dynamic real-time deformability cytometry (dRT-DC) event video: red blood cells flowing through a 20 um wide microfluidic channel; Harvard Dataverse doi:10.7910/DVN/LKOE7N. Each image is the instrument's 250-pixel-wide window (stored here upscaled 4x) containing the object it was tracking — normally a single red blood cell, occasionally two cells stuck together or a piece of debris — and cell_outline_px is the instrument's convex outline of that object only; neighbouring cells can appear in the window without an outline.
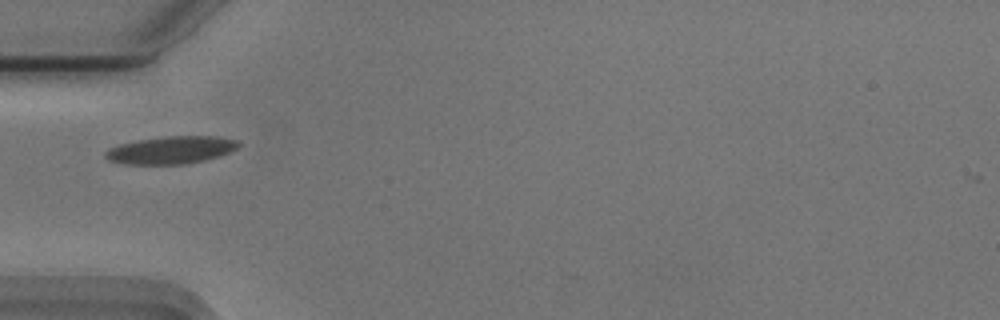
{"species": "Egyptian fruit bat (a non-hibernating species)", "species_latin": "Rousettus aegyptiacus", "temperature_condition": "cold", "stored_images_in_passage": 38, "camera_frame_rate_fps": 3000, "um_per_image_px": 0.085, "animal": {"sex": "male"}, "frame": {"image": 1, "passage_image": 1, "time_ms": 0.0, "image_size_px": [1000, 320], "cell_outline_px": [[240, 144], [236, 148], [228, 152], [216, 156], [184, 164], [124, 164], [108, 160], [104, 156], [104, 152], [108, 148], [120, 144], [140, 140], [164, 136], [216, 136], [240, 140]], "centroid_in_image_um": [14.5, 12.74], "position_along_channel_um": 70.5, "area_um2": 21.15}}
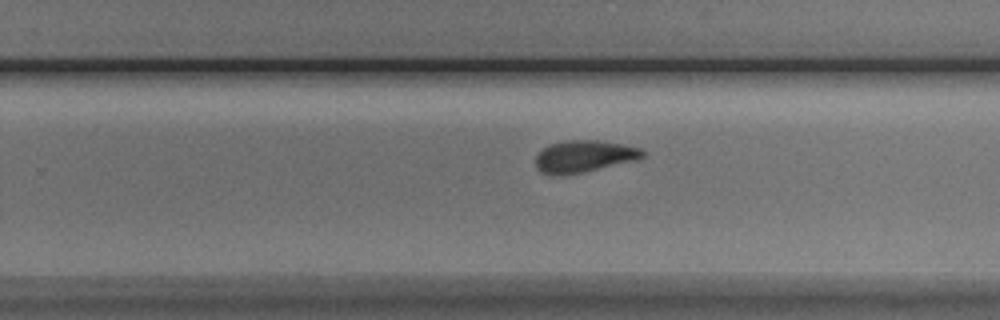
{"frame": {"image": 2, "passage_image": 18, "time_ms": 5.667, "image_size_px": [1000, 320], "cell_outline_px": [[648, 152], [644, 156], [636, 160], [584, 172], [560, 176], [552, 176], [540, 172], [536, 168], [536, 156], [548, 144], [564, 140], [600, 140], [624, 144], [640, 148]], "centroid_in_image_um": [49.64, 13.29], "position_along_channel_um": 280.2, "area_um2": 20.29}}
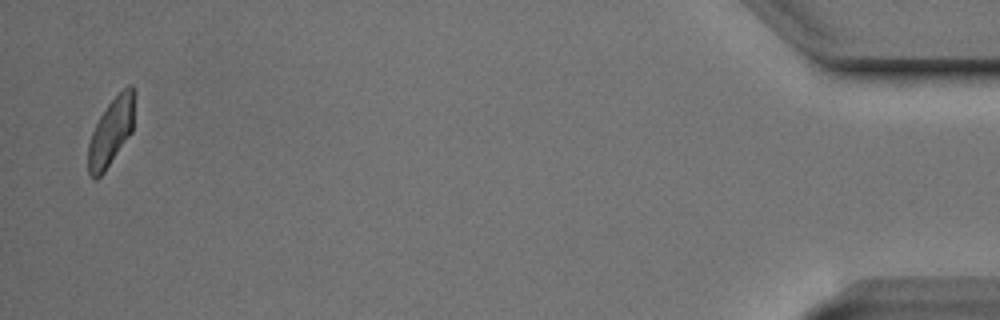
{"frame": {"image": 3, "passage_image": 37, "time_ms": 12.0, "image_size_px": [1000, 320], "cell_outline_px": [[136, 92], [132, 132], [104, 172], [96, 180], [88, 172], [88, 144], [92, 132], [100, 116], [108, 104], [128, 84], [132, 84]], "centroid_in_image_um": [9.47, 11.17], "position_along_channel_um": 425.7, "area_um2": 18.26}, "authors_computed_cell_mechanics": {"area_um2": 19.7676, "velocity_mm_per_s": 3.7085, "shape_relaxation_time_tau1_ms": 2.8738, "shape_relaxation_time_tau2_ms": 1.5779, "deformation_change_tau1": 0.1359, "deformation_change_tau2": 0.0753}}